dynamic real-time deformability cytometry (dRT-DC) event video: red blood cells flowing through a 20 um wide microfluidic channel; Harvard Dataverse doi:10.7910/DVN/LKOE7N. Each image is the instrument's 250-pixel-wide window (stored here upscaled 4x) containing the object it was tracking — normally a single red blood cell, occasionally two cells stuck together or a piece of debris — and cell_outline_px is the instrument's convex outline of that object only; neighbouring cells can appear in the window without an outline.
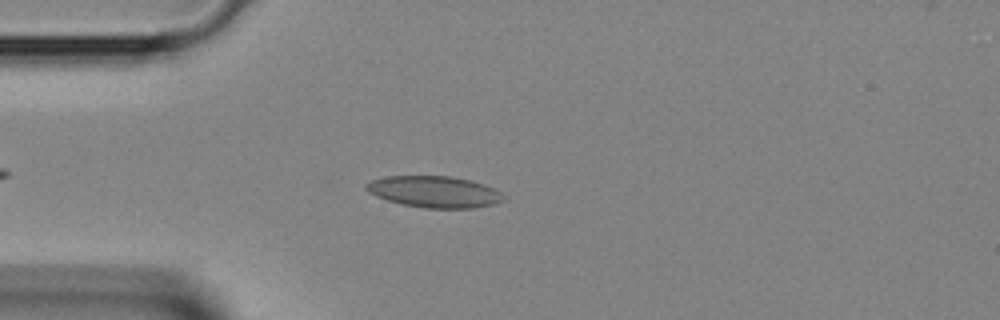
{"species": "Egyptian fruit bat (a non-hibernating species)", "species_latin": "Rousettus aegyptiacus", "temperature_condition": "room temperature", "stored_images_in_passage": 34, "camera_frame_rate_fps": 3000, "um_per_image_px": 0.085, "animal": {"sex": "female"}, "frame": {"image": 1, "passage_image": 5, "time_ms": 1.333, "image_size_px": [1000, 320], "cell_outline_px": [[504, 200], [496, 204], [472, 208], [424, 208], [404, 204], [388, 200], [376, 196], [368, 192], [364, 188], [364, 184], [372, 180], [388, 176], [452, 176], [484, 184], [500, 192], [504, 196]], "centroid_in_image_um": [36.91, 16.3], "position_along_channel_um": 48.1, "area_um2": 25.09}}
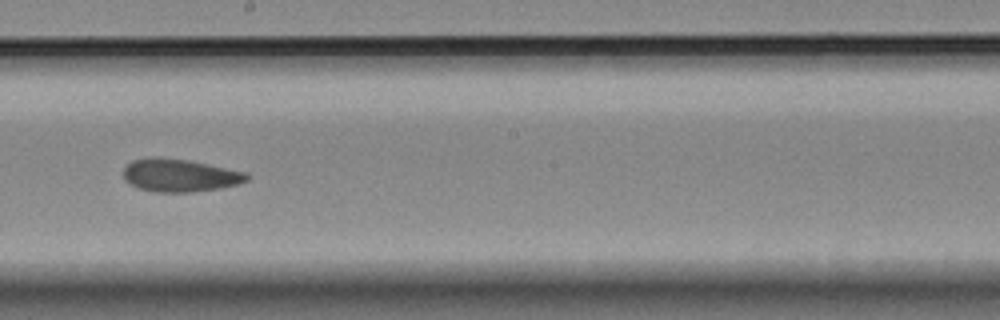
{"frame": {"image": 2, "passage_image": 17, "time_ms": 5.333, "image_size_px": [1000, 320], "cell_outline_px": [[248, 180], [240, 184], [220, 188], [192, 192], [156, 192], [140, 188], [128, 184], [124, 180], [124, 168], [132, 160], [188, 160], [248, 172]], "centroid_in_image_um": [15.35, 14.95], "position_along_channel_um": 232.8, "area_um2": 22.95}}
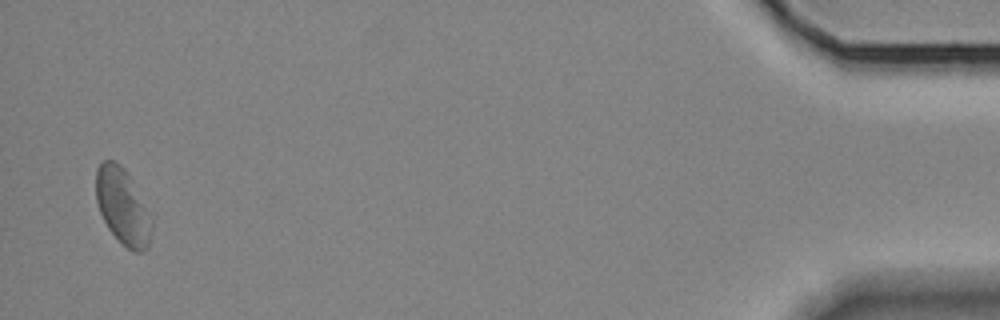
{"frame": {"image": 3, "passage_image": 34, "time_ms": 11.0, "image_size_px": [1000, 320], "cell_outline_px": [[152, 232], [148, 248], [144, 252], [132, 252], [108, 228], [100, 212], [96, 200], [96, 168], [104, 160], [112, 160], [120, 164], [124, 168], [132, 180], [152, 220]], "centroid_in_image_um": [10.43, 17.56], "position_along_channel_um": 424.8, "area_um2": 24.45}}